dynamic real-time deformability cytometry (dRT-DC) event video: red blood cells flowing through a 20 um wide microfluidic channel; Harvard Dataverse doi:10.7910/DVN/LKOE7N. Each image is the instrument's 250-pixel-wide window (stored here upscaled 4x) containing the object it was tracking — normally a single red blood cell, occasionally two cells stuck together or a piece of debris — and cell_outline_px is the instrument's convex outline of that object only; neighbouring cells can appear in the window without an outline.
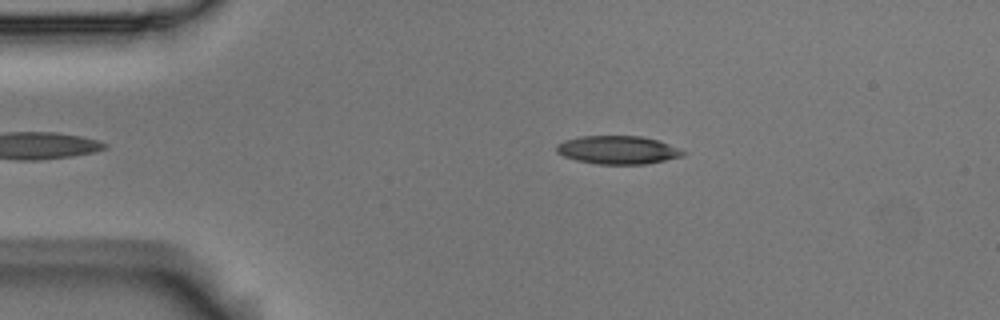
{"species": "Egyptian fruit bat (a non-hibernating species)", "species_latin": "Rousettus aegyptiacus", "temperature_condition": "room temperature", "stored_images_in_passage": 6, "camera_frame_rate_fps": 3000, "um_per_image_px": 0.085, "animal": {"sex": "male"}, "frame": {"image": 1, "passage_image": 1, "time_ms": 0.0, "image_size_px": [1000, 320], "cell_outline_px": [[684, 152], [680, 156], [664, 160], [644, 164], [596, 164], [576, 160], [564, 156], [556, 152], [556, 144], [564, 140], [580, 136], [640, 136], [660, 140], [680, 148]], "centroid_in_image_um": [52.47, 12.73], "position_along_channel_um": 32.5, "area_um2": 20.81}}
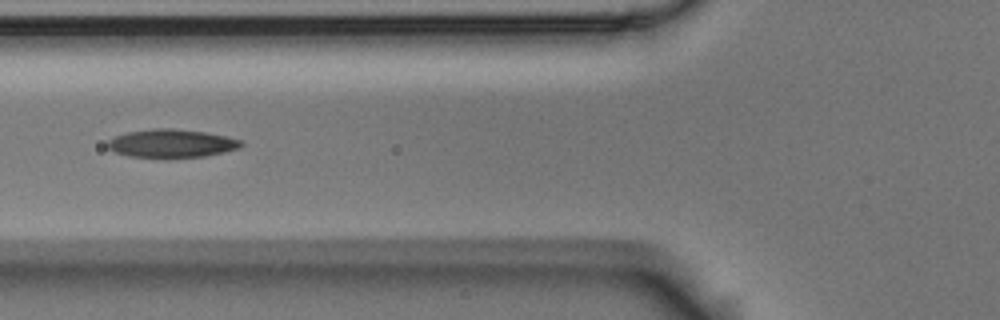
{"frame": {"image": 2, "passage_image": 4, "time_ms": 1.0, "image_size_px": [1000, 320], "cell_outline_px": [[244, 144], [240, 148], [224, 152], [204, 156], [128, 156], [116, 152], [108, 148], [108, 140], [116, 136], [128, 132], [156, 128], [172, 128], [204, 132], [228, 136], [240, 140]], "centroid_in_image_um": [14.62, 12.16], "position_along_channel_um": 111.2, "area_um2": 21.44}}
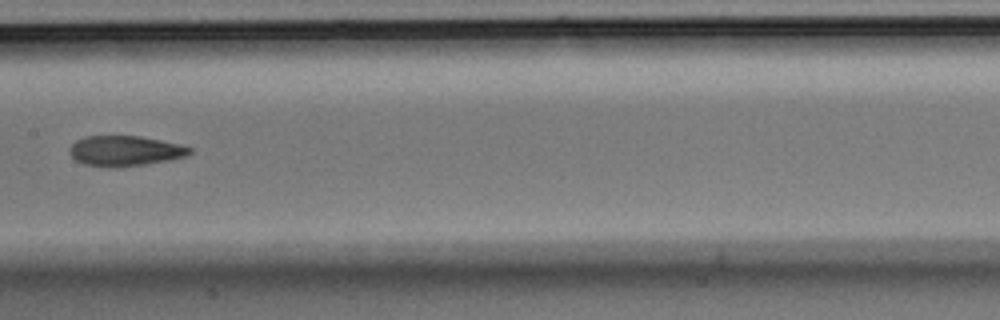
{"frame": {"image": 3, "passage_image": 6, "time_ms": 1.667, "image_size_px": [1000, 320], "cell_outline_px": [[192, 152], [184, 156], [172, 160], [120, 168], [108, 168], [84, 164], [76, 160], [68, 152], [68, 148], [76, 140], [84, 136], [140, 136], [180, 144], [192, 148]], "centroid_in_image_um": [10.6, 12.84], "position_along_channel_um": 196.8, "area_um2": 21.5}}